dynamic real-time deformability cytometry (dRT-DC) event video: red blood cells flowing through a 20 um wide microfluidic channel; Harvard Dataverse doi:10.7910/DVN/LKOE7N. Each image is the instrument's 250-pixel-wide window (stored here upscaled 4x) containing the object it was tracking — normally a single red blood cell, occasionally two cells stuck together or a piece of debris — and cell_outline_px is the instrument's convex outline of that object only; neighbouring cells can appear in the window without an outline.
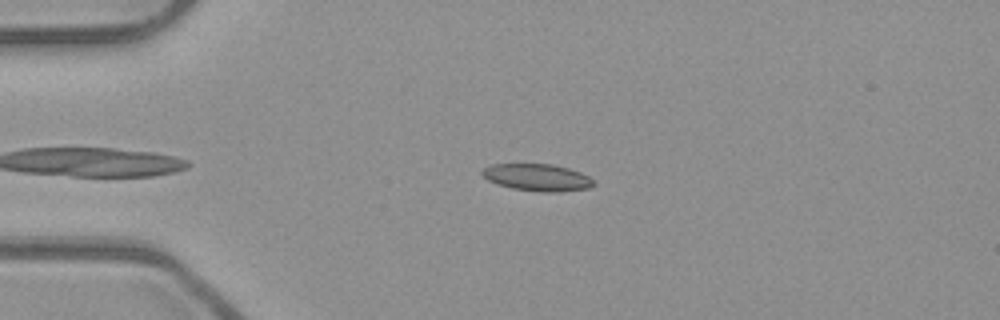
{"species": "common noctule bat (a hibernating species)", "species_latin": "Nyctalus noctula", "temperature_condition": "room temperature", "stored_images_in_passage": 45, "camera_frame_rate_fps": 3000, "um_per_image_px": 0.085, "animal": {"sex": "male", "body_mass_g": 23.1, "forearm_length_mm": 52.7}, "frame": {"image": 1, "passage_image": 12, "time_ms": 3.667, "image_size_px": [1000, 320], "cell_outline_px": [[596, 184], [588, 188], [556, 192], [540, 192], [512, 188], [496, 184], [488, 180], [480, 172], [484, 168], [492, 164], [552, 164], [568, 168], [580, 172], [596, 180]], "centroid_in_image_um": [45.69, 15.08], "position_along_channel_um": 39.3, "area_um2": 17.63}}
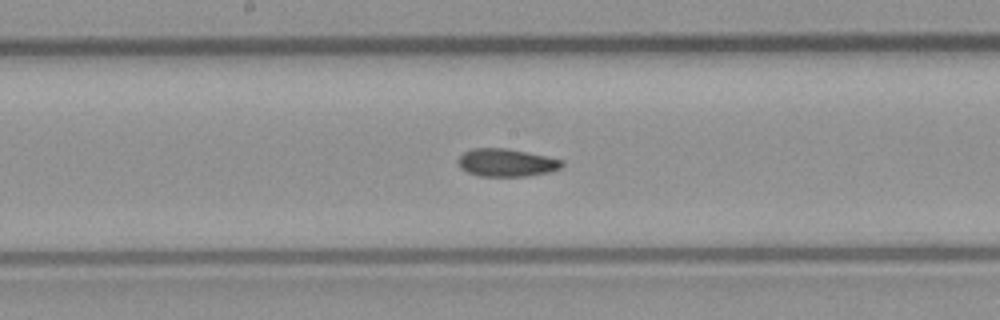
{"frame": {"image": 2, "passage_image": 27, "time_ms": 8.667, "image_size_px": [1000, 320], "cell_outline_px": [[564, 164], [560, 168], [548, 172], [528, 176], [480, 176], [468, 172], [460, 168], [456, 160], [464, 152], [472, 148], [508, 148], [548, 156], [564, 160]], "centroid_in_image_um": [43.05, 13.81], "position_along_channel_um": 205.2, "area_um2": 16.99}}
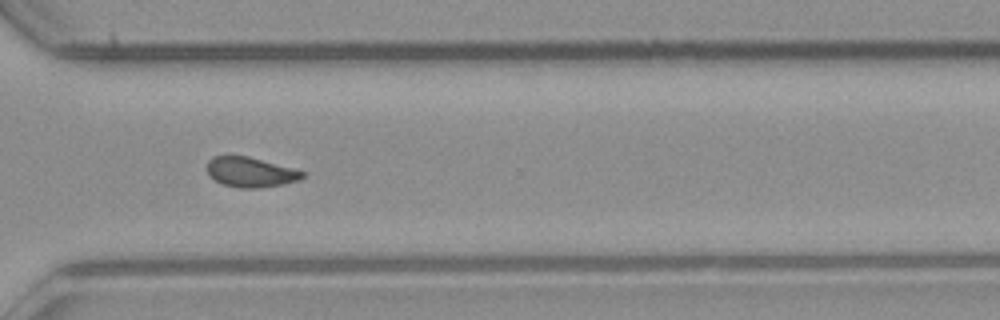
{"frame": {"image": 3, "passage_image": 38, "time_ms": 12.333, "image_size_px": [1000, 320], "cell_outline_px": [[304, 176], [300, 180], [284, 184], [256, 188], [240, 188], [224, 184], [208, 176], [208, 160], [212, 156], [248, 156], [292, 168], [304, 172]], "centroid_in_image_um": [21.29, 14.63], "position_along_channel_um": 349.3, "area_um2": 16.47}, "authors_computed_cell_mechanics": {"area_um2": 17.2822, "velocity_mm_per_s": 3.943, "shape_relaxation_time_tau1_ms": 8.5115, "shape_relaxation_time_tau2_ms": 3.9652, "deformation_change_tau1": 0.1609, "deformation_change_tau2": 0.0961}}